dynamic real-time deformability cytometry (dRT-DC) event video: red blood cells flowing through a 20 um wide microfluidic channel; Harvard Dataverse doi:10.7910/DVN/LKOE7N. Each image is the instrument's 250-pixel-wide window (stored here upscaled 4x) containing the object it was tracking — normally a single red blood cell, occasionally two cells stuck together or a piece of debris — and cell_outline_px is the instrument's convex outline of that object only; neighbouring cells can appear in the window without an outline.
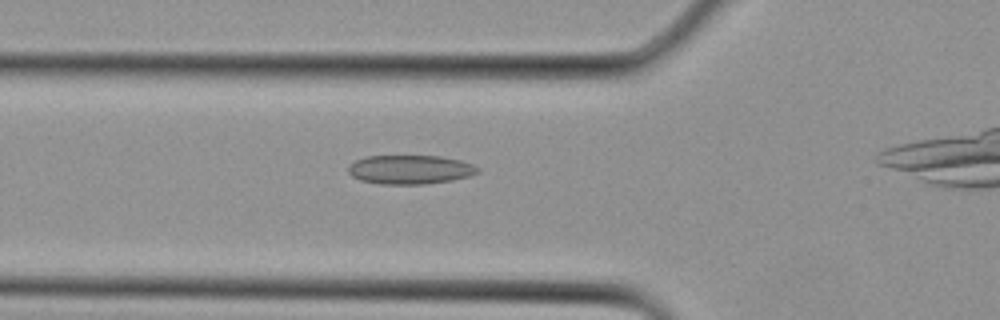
{"species": "Egyptian fruit bat (a non-hibernating species)", "species_latin": "Rousettus aegyptiacus", "temperature_condition": "cold", "stored_images_in_passage": 12, "camera_frame_rate_fps": 3000, "um_per_image_px": 0.085, "animal": {"sex": "female"}, "frame": {"image": 1, "passage_image": 6, "time_ms": 1.667, "image_size_px": [1000, 320], "cell_outline_px": [[480, 172], [468, 176], [452, 180], [428, 184], [380, 184], [360, 180], [352, 176], [348, 172], [348, 164], [356, 160], [368, 156], [440, 156], [460, 160], [472, 164], [480, 168]], "centroid_in_image_um": [34.86, 14.41], "position_along_channel_um": 90.9, "area_um2": 21.96}}
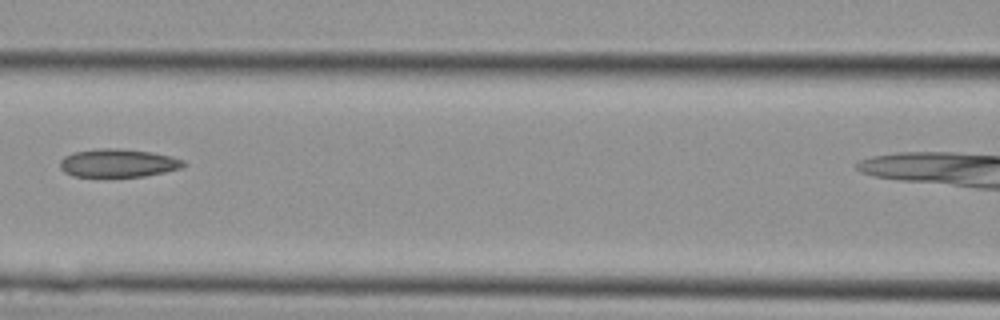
{"frame": {"image": 2, "passage_image": 9, "time_ms": 2.667, "image_size_px": [1000, 320], "cell_outline_px": [[188, 164], [180, 168], [164, 172], [144, 176], [72, 176], [64, 172], [60, 168], [60, 160], [64, 156], [72, 152], [96, 148], [120, 148], [152, 152], [172, 156], [184, 160]], "centroid_in_image_um": [10.03, 13.84], "position_along_channel_um": 156.6, "area_um2": 20.46}}
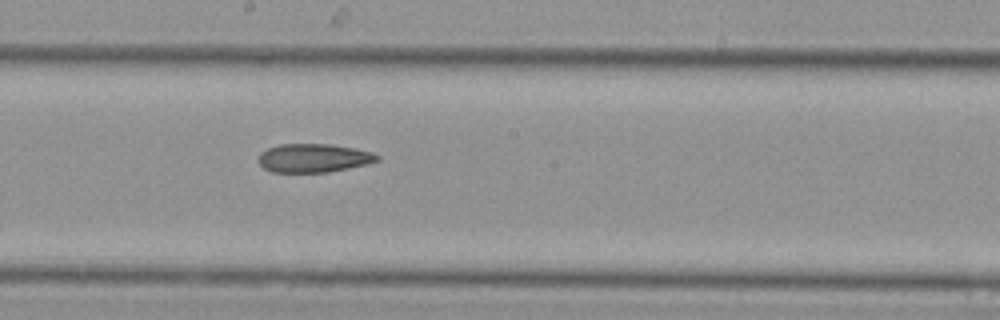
{"frame": {"image": 3, "passage_image": 12, "time_ms": 3.667, "image_size_px": [1000, 320], "cell_outline_px": [[380, 160], [368, 164], [328, 172], [272, 172], [264, 168], [260, 164], [260, 152], [268, 148], [280, 144], [328, 144], [356, 148], [372, 152], [380, 156]], "centroid_in_image_um": [26.69, 13.43], "position_along_channel_um": 221.5, "area_um2": 19.77}}